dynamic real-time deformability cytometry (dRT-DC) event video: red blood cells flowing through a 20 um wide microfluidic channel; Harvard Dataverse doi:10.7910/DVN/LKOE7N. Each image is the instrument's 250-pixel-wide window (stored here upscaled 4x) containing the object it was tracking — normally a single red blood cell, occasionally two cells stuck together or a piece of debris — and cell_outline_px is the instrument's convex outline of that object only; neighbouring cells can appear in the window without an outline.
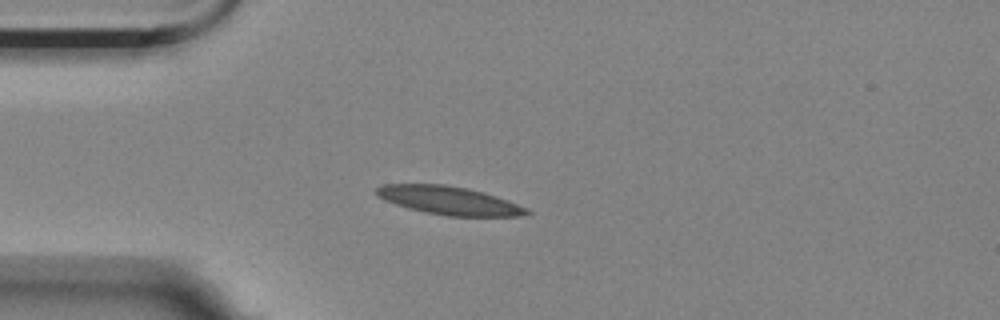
{"species": "Egyptian fruit bat (a non-hibernating species)", "species_latin": "Rousettus aegyptiacus", "temperature_condition": "room temperature", "stored_images_in_passage": 5, "camera_frame_rate_fps": 3000, "um_per_image_px": 0.085, "animal": {"sex": "female"}, "frame": {"image": 1, "passage_image": 3, "time_ms": 0.667, "image_size_px": [1000, 320], "cell_outline_px": [[532, 212], [520, 216], [448, 216], [424, 212], [408, 208], [384, 200], [376, 196], [372, 192], [376, 188], [384, 184], [444, 184], [468, 188], [484, 192], [508, 200], [528, 208]], "centroid_in_image_um": [38.15, 17.03], "position_along_channel_um": 46.9, "area_um2": 24.97}}
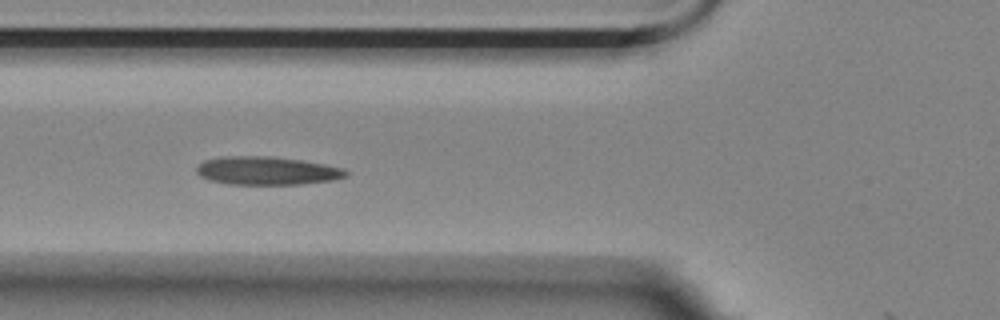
{"frame": {"image": 2, "passage_image": 5, "time_ms": 1.333, "image_size_px": [1000, 320], "cell_outline_px": [[348, 176], [332, 180], [300, 184], [228, 184], [208, 180], [200, 176], [196, 172], [196, 168], [204, 160], [224, 156], [272, 156], [300, 160], [340, 168], [348, 172]], "centroid_in_image_um": [22.62, 14.51], "position_along_channel_um": 103.2, "area_um2": 24.39}}